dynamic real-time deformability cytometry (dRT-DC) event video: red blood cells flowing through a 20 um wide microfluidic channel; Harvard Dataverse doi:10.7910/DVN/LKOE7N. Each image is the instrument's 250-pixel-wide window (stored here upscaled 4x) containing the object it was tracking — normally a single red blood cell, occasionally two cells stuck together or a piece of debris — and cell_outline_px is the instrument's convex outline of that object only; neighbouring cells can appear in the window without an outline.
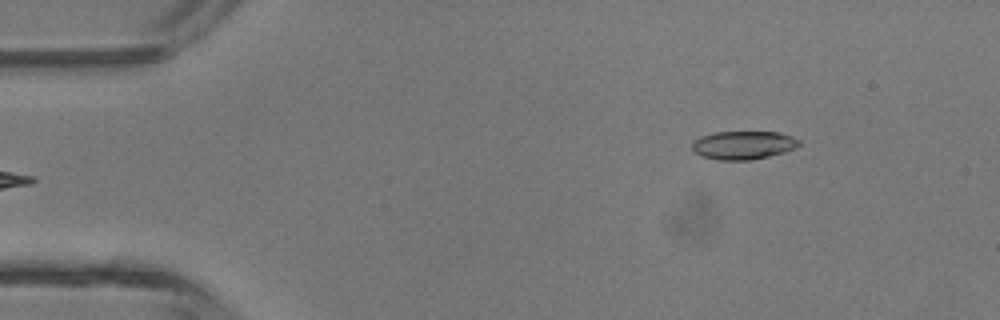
{"species": "common noctule bat (a hibernating species)", "species_latin": "Nyctalus noctula", "temperature_condition": "room temperature", "stored_images_in_passage": 4, "camera_frame_rate_fps": 3000, "um_per_image_px": 0.085, "animal": {"sex": "male", "body_mass_g": 13.3}, "frame": {"image": 1, "passage_image": 4, "time_ms": 1.0, "image_size_px": [1000, 320], "cell_outline_px": [[800, 144], [796, 148], [784, 152], [752, 160], [716, 160], [700, 156], [692, 152], [692, 140], [716, 132], [780, 132], [792, 136], [800, 140]], "centroid_in_image_um": [63.17, 12.34], "position_along_channel_um": 21.8, "area_um2": 17.86}}